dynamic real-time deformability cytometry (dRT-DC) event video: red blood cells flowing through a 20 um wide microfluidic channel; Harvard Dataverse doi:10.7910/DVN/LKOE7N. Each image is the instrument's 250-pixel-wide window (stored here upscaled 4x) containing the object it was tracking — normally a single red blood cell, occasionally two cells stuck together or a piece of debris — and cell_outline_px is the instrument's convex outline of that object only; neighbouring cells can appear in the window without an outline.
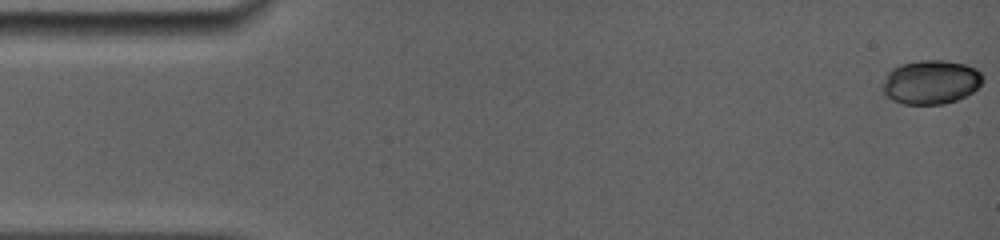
{"species": "common noctule bat (a hibernating species)", "species_latin": "Nyctalus noctula", "temperature_condition": "room temperature", "stored_images_in_passage": 109, "camera_frame_rate_fps": 5000, "um_per_image_px": 0.085, "animal": {"sex": "female", "body_mass_g": 19.0, "forearm_length_mm": 56.7}, "frame": {"image": 1, "passage_image": 1, "time_ms": 0.0, "image_size_px": [1000, 240], "cell_outline_px": [[984, 80], [972, 92], [956, 100], [944, 104], [904, 104], [892, 100], [880, 88], [880, 84], [888, 72], [892, 68], [900, 64], [920, 60], [944, 60], [964, 64], [976, 68], [984, 76]], "centroid_in_image_um": [79.09, 6.97], "position_along_channel_um": 5.9, "area_um2": 25.89}}
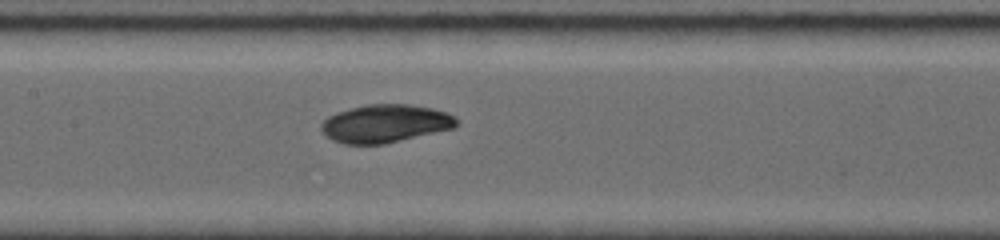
{"frame": {"image": 2, "passage_image": 58, "time_ms": 7.6, "image_size_px": [1000, 240], "cell_outline_px": [[460, 124], [456, 128], [384, 144], [344, 144], [332, 140], [320, 128], [320, 124], [328, 116], [336, 112], [368, 104], [408, 104], [432, 108], [456, 116], [460, 120]], "centroid_in_image_um": [32.79, 10.5], "position_along_channel_um": 174.6, "area_um2": 30.17}}
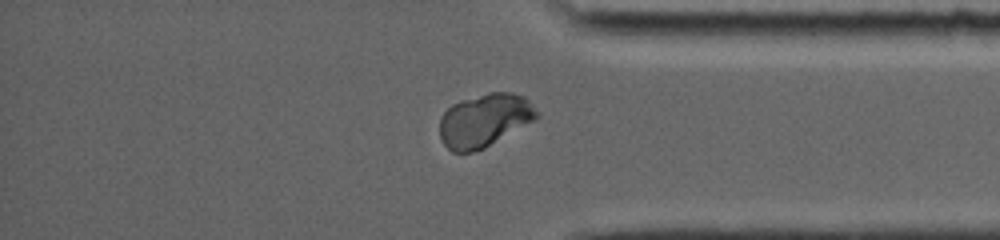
{"frame": {"image": 3, "passage_image": 98, "time_ms": 13.2, "image_size_px": [1000, 240], "cell_outline_px": [[540, 116], [536, 120], [484, 148], [472, 152], [452, 152], [440, 140], [440, 116], [452, 104], [460, 100], [488, 92], [512, 92], [524, 96], [540, 112]], "centroid_in_image_um": [41.2, 10.22], "position_along_channel_um": 394.0, "area_um2": 30.4}, "authors_computed_cell_mechanics": {"area_um2": 29.3046, "velocity_mm_per_s": 3.9558, "shape_relaxation_time_tau1_ms": 4.1273, "shape_relaxation_time_tau2_ms": null, "deformation_change_tau1": 0.0952, "deformation_change_tau2": null}}